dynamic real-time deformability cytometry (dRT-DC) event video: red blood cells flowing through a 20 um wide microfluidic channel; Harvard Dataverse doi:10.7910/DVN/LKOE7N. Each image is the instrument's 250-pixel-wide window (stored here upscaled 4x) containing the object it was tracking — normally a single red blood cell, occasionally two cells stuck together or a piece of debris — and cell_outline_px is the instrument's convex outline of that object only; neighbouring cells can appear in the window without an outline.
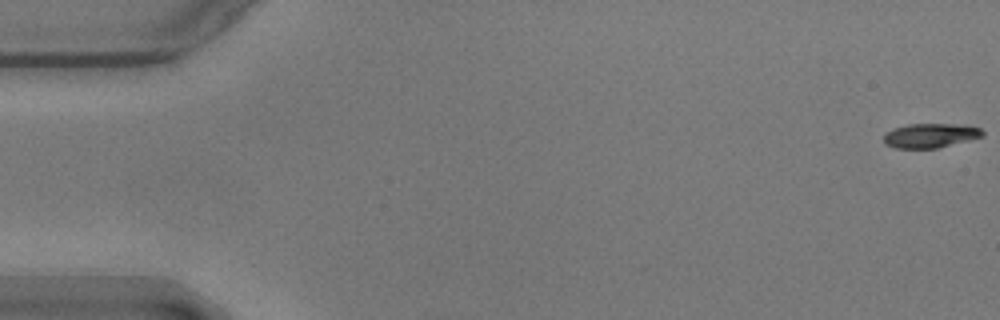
{"species": "common noctule bat (a hibernating species)", "species_latin": "Nyctalus noctula", "temperature_condition": "warm", "stored_images_in_passage": 57, "camera_frame_rate_fps": 3000, "um_per_image_px": 0.085, "animal": {"sex": "male", "body_mass_g": 17.9}, "frame": {"image": 1, "passage_image": 1, "time_ms": 0.0, "image_size_px": [1000, 320], "cell_outline_px": [[984, 136], [936, 148], [896, 148], [884, 144], [884, 132], [892, 128], [908, 124], [964, 124], [980, 128], [984, 132]], "centroid_in_image_um": [79.05, 11.51], "position_along_channel_um": 5.9, "area_um2": 14.1}}
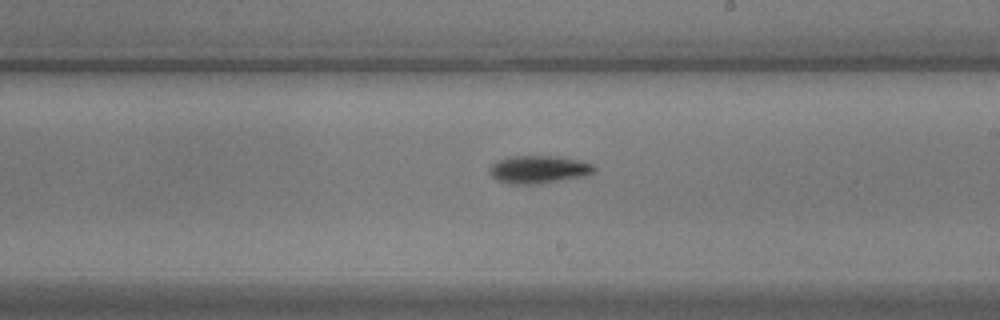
{"frame": {"image": 2, "passage_image": 33, "time_ms": 10.667, "image_size_px": [1000, 320], "cell_outline_px": [[596, 172], [584, 176], [532, 184], [508, 184], [492, 176], [492, 164], [500, 160], [512, 156], [560, 156], [580, 160], [596, 164]], "centroid_in_image_um": [45.89, 14.38], "position_along_channel_um": 243.1, "area_um2": 16.7}}
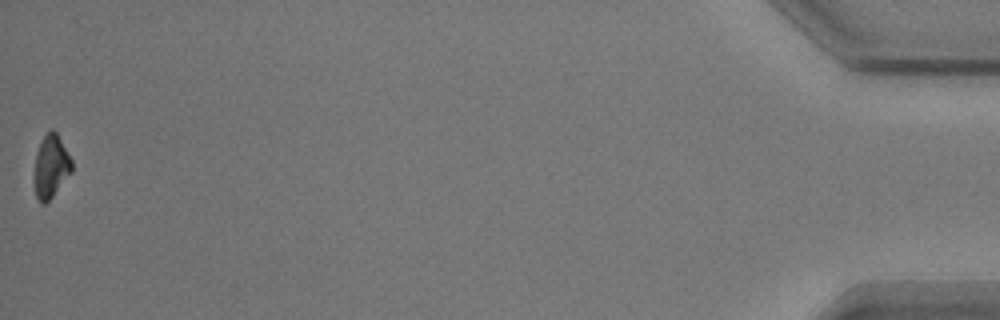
{"frame": {"image": 3, "passage_image": 57, "time_ms": 18.667, "image_size_px": [1000, 320], "cell_outline_px": [[72, 172], [52, 196], [44, 204], [40, 204], [36, 200], [32, 176], [36, 152], [40, 140], [52, 128], [56, 132], [72, 160]], "centroid_in_image_um": [4.28, 14.17], "position_along_channel_um": 430.9, "area_um2": 14.1}, "authors_computed_cell_mechanics": {"area_um2": 15.1436, "velocity_mm_per_s": 3.5717, "shape_relaxation_time_tau1_ms": 2.2789, "shape_relaxation_time_tau2_ms": null, "deformation_change_tau1": 0.1398, "deformation_change_tau2": null}}